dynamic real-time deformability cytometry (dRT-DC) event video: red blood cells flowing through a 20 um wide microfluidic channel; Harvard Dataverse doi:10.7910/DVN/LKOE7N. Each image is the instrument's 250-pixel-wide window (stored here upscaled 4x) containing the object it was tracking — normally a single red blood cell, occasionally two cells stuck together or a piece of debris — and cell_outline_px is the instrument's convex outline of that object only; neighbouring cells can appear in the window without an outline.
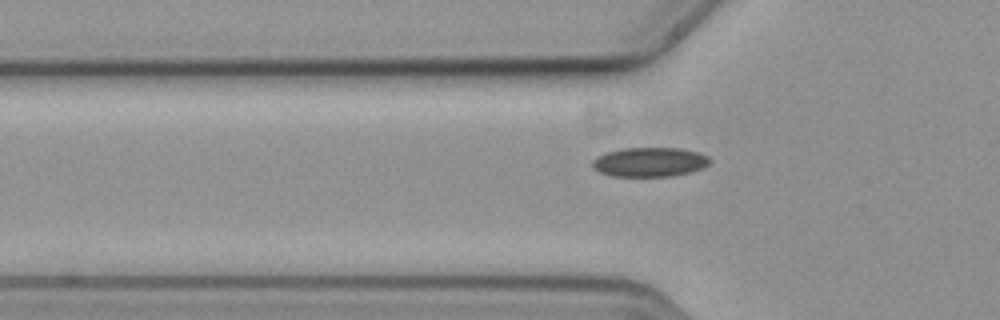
{"species": "common noctule bat (a hibernating species)", "species_latin": "Nyctalus noctula", "temperature_condition": "cold", "stored_images_in_passage": 41, "camera_frame_rate_fps": 3000, "um_per_image_px": 0.085, "animal": {"sex": "female", "body_mass_g": 19.3, "forearm_length_mm": 54.1}, "frame": {"image": 1, "passage_image": 4, "time_ms": 1.0, "image_size_px": [1000, 320], "cell_outline_px": [[712, 160], [708, 164], [700, 168], [688, 172], [672, 176], [612, 176], [600, 172], [592, 168], [592, 160], [596, 156], [604, 152], [624, 148], [680, 148], [700, 152], [708, 156]], "centroid_in_image_um": [55.19, 13.76], "position_along_channel_um": 70.6, "area_um2": 20.17}}
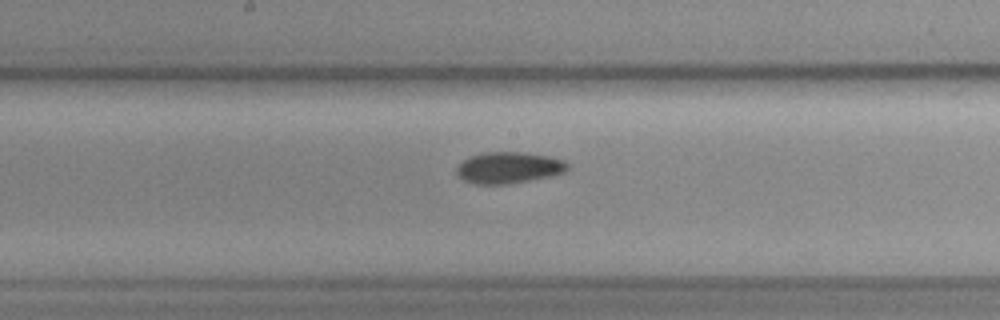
{"frame": {"image": 2, "passage_image": 15, "time_ms": 4.667, "image_size_px": [1000, 320], "cell_outline_px": [[568, 168], [564, 172], [548, 176], [528, 180], [504, 184], [476, 184], [464, 180], [456, 172], [456, 168], [464, 160], [480, 152], [524, 152], [548, 156], [564, 160], [568, 164]], "centroid_in_image_um": [43.23, 14.24], "position_along_channel_um": 205.0, "area_um2": 20.0}}
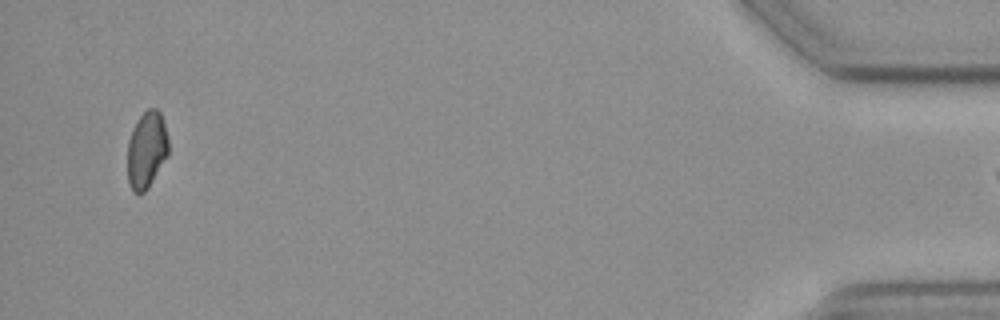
{"frame": {"image": 3, "passage_image": 40, "time_ms": 13.0, "image_size_px": [1000, 320], "cell_outline_px": [[168, 156], [144, 192], [132, 192], [128, 180], [128, 140], [136, 120], [148, 108], [156, 108], [160, 112], [164, 124], [168, 140]], "centroid_in_image_um": [12.46, 12.71], "position_along_channel_um": 422.7, "area_um2": 18.15}}